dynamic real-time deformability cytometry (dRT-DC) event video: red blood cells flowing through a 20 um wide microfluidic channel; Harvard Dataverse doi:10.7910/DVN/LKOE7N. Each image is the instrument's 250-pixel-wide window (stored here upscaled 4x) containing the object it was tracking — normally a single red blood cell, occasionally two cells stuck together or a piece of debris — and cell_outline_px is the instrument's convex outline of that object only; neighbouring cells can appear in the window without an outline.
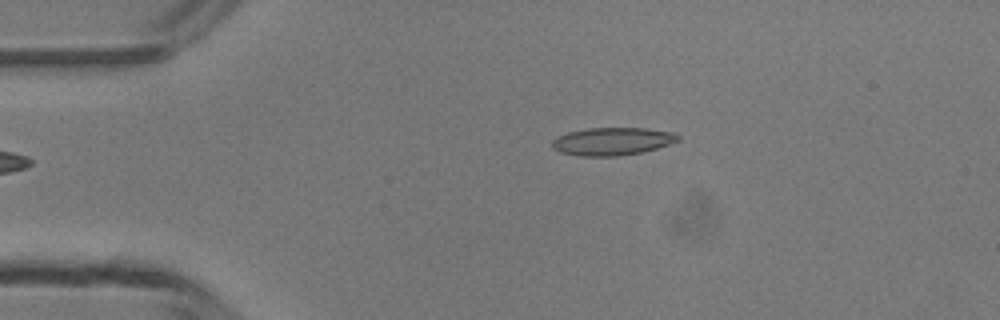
{"species": "common noctule bat (a hibernating species)", "species_latin": "Nyctalus noctula", "temperature_condition": "room temperature", "stored_images_in_passage": 33, "camera_frame_rate_fps": 3000, "um_per_image_px": 0.085, "animal": {"sex": "male", "body_mass_g": 13.3}, "frame": {"image": 1, "passage_image": 1, "time_ms": 0.0, "image_size_px": [1000, 320], "cell_outline_px": [[680, 140], [644, 152], [620, 156], [580, 156], [560, 152], [552, 148], [552, 140], [556, 136], [568, 132], [588, 128], [644, 128], [676, 132], [680, 136]], "centroid_in_image_um": [52.05, 12.01], "position_along_channel_um": 33.0, "area_um2": 20.58}}
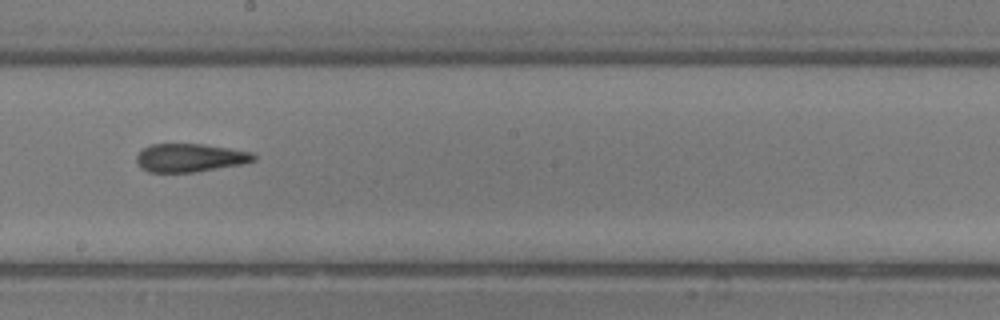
{"frame": {"image": 2, "passage_image": 18, "time_ms": 5.667, "image_size_px": [1000, 320], "cell_outline_px": [[256, 160], [244, 164], [196, 172], [148, 172], [140, 168], [136, 160], [136, 156], [144, 148], [152, 144], [204, 144], [252, 152], [256, 156]], "centroid_in_image_um": [16.17, 13.42], "position_along_channel_um": 232.0, "area_um2": 19.42}}
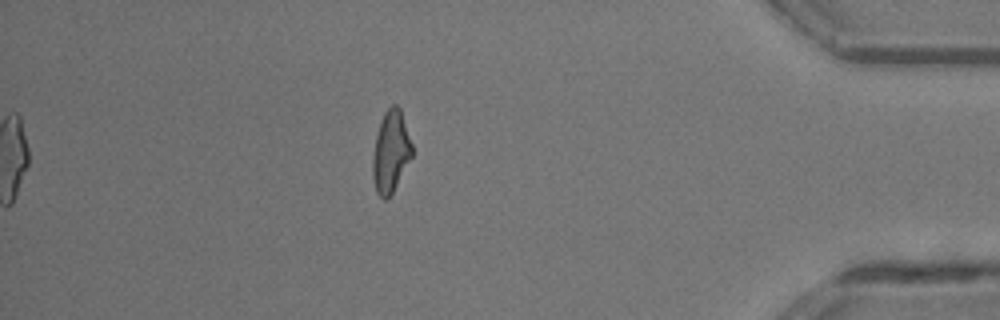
{"frame": {"image": 3, "passage_image": 33, "time_ms": 10.667, "image_size_px": [1000, 320], "cell_outline_px": [[412, 156], [388, 200], [384, 200], [376, 192], [372, 176], [372, 156], [376, 136], [380, 120], [384, 112], [392, 104], [396, 104], [400, 108], [412, 144]], "centroid_in_image_um": [33.19, 12.9], "position_along_channel_um": 402.0, "area_um2": 18.79}, "authors_computed_cell_mechanics": {"area_um2": 19.7098, "velocity_mm_per_s": 4.2951, "shape_relaxation_time_tau1_ms": null, "shape_relaxation_time_tau2_ms": 2.0153, "deformation_change_tau1": null, "deformation_change_tau2": 0.1154}}